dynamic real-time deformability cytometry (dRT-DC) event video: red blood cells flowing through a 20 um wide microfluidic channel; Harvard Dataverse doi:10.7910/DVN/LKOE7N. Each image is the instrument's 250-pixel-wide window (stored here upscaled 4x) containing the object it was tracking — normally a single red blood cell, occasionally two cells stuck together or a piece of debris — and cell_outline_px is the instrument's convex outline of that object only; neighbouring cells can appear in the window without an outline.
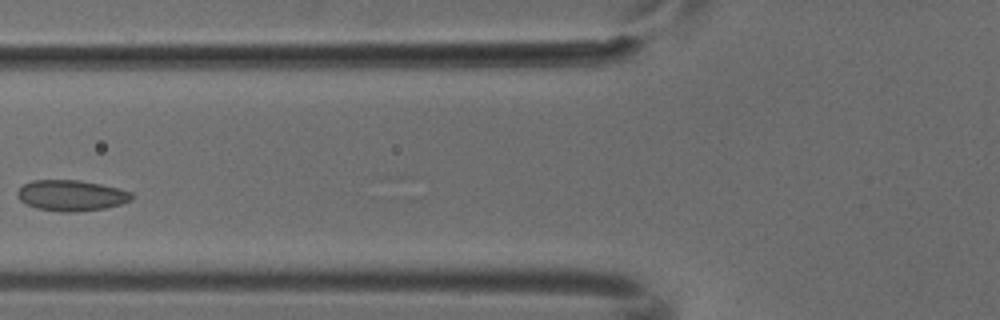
{"species": "common noctule bat (a hibernating species)", "species_latin": "Nyctalus noctula", "temperature_condition": "cold", "stored_images_in_passage": 6, "camera_frame_rate_fps": 3000, "um_per_image_px": 0.085, "animal": {"sex": "male", "body_mass_g": 18.8}, "frame": {"image": 1, "passage_image": 4, "time_ms": 1.0, "image_size_px": [1000, 320], "cell_outline_px": [[132, 200], [120, 204], [104, 208], [76, 212], [60, 212], [36, 208], [20, 200], [16, 196], [16, 192], [24, 184], [32, 180], [80, 180], [120, 188], [132, 192]], "centroid_in_image_um": [6.06, 16.61], "position_along_channel_um": 119.7, "area_um2": 20.58}}
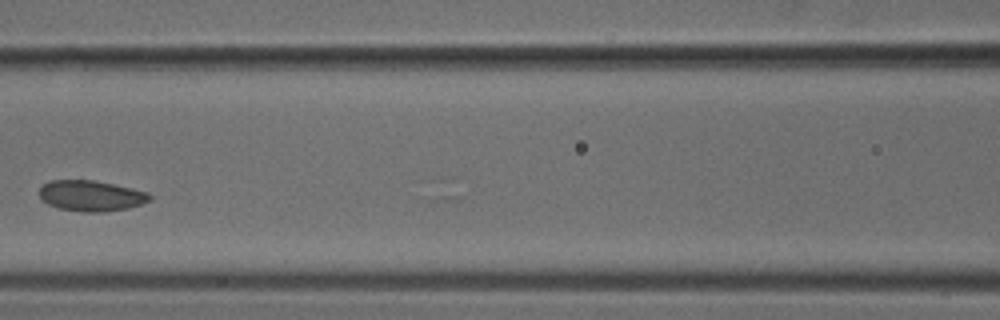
{"frame": {"image": 2, "passage_image": 5, "time_ms": 1.333, "image_size_px": [1000, 320], "cell_outline_px": [[152, 200], [128, 208], [104, 212], [84, 212], [56, 208], [40, 200], [40, 188], [44, 184], [52, 180], [92, 180], [132, 188], [148, 192], [152, 196]], "centroid_in_image_um": [7.74, 16.65], "position_along_channel_um": 158.9, "area_um2": 19.83}}
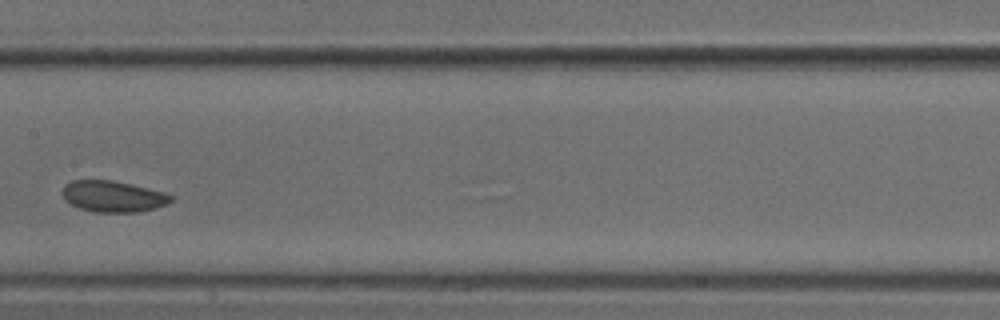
{"frame": {"image": 3, "passage_image": 6, "time_ms": 1.667, "image_size_px": [1000, 320], "cell_outline_px": [[172, 200], [168, 204], [156, 208], [136, 212], [96, 212], [80, 208], [64, 200], [64, 184], [72, 180], [112, 180], [132, 184], [164, 192], [172, 196]], "centroid_in_image_um": [9.63, 16.69], "position_along_channel_um": 197.8, "area_um2": 19.65}}